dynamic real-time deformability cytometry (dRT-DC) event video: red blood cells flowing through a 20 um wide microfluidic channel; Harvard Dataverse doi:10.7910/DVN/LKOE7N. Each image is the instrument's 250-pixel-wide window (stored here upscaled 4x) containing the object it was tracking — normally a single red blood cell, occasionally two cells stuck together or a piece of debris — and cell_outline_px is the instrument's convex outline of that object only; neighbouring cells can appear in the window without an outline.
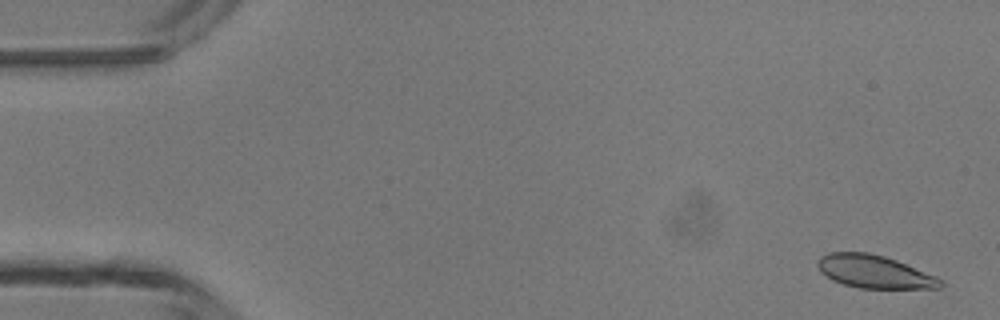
{"species": "common noctule bat (a hibernating species)", "species_latin": "Nyctalus noctula", "temperature_condition": "room temperature", "stored_images_in_passage": 47, "camera_frame_rate_fps": 3000, "um_per_image_px": 0.085, "animal": {"sex": "male", "body_mass_g": 13.3}, "frame": {"image": 1, "passage_image": 2, "time_ms": 0.333, "image_size_px": [1000, 320], "cell_outline_px": [[944, 284], [940, 288], [860, 288], [844, 284], [832, 280], [820, 272], [816, 264], [816, 260], [820, 256], [828, 252], [868, 252], [884, 256], [896, 260], [936, 276]], "centroid_in_image_um": [74.26, 23.08], "position_along_channel_um": 10.7, "area_um2": 23.58}}
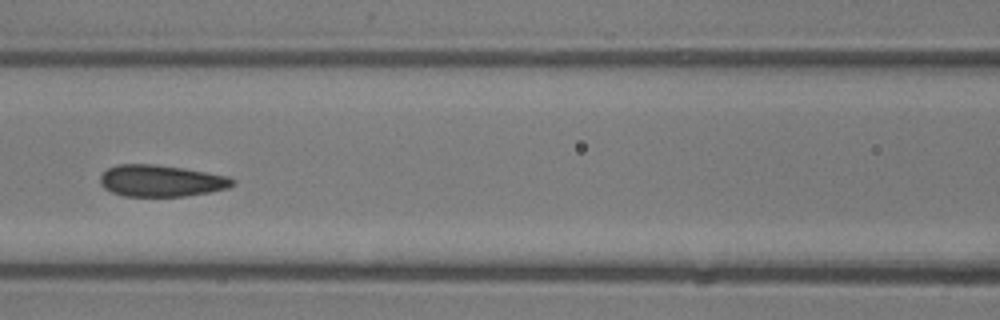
{"frame": {"image": 2, "passage_image": 21, "time_ms": 6.667, "image_size_px": [1000, 320], "cell_outline_px": [[236, 184], [228, 188], [208, 192], [184, 196], [124, 196], [112, 192], [104, 188], [100, 184], [100, 176], [108, 168], [116, 164], [152, 164], [184, 168], [228, 176], [236, 180]], "centroid_in_image_um": [13.7, 15.36], "position_along_channel_um": 152.9, "area_um2": 24.45}}
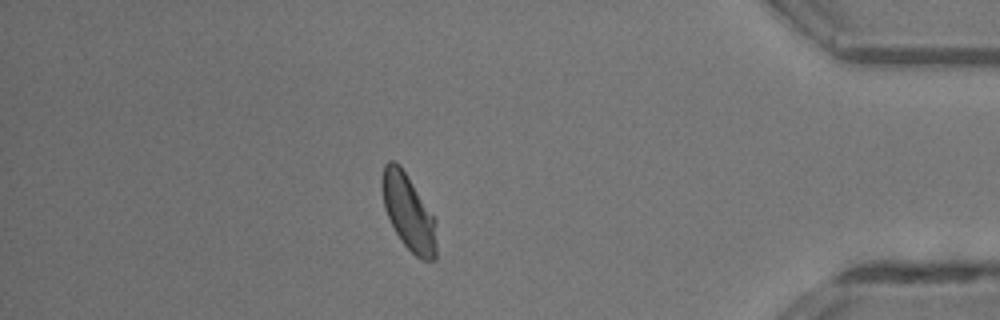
{"frame": {"image": 3, "passage_image": 41, "time_ms": 13.333, "image_size_px": [1000, 320], "cell_outline_px": [[436, 260], [424, 260], [416, 256], [404, 244], [396, 232], [384, 208], [380, 188], [380, 180], [384, 164], [388, 160], [392, 160], [400, 164], [436, 220]], "centroid_in_image_um": [34.7, 18.0], "position_along_channel_um": 400.5, "area_um2": 24.1}, "authors_computed_cell_mechanics": {"area_um2": 24.1026, "velocity_mm_per_s": 4.3531, "shape_relaxation_time_tau1_ms": 3.5599, "shape_relaxation_time_tau2_ms": 0.6417, "deformation_change_tau1": 0.1091, "deformation_change_tau2": 0.0553}}